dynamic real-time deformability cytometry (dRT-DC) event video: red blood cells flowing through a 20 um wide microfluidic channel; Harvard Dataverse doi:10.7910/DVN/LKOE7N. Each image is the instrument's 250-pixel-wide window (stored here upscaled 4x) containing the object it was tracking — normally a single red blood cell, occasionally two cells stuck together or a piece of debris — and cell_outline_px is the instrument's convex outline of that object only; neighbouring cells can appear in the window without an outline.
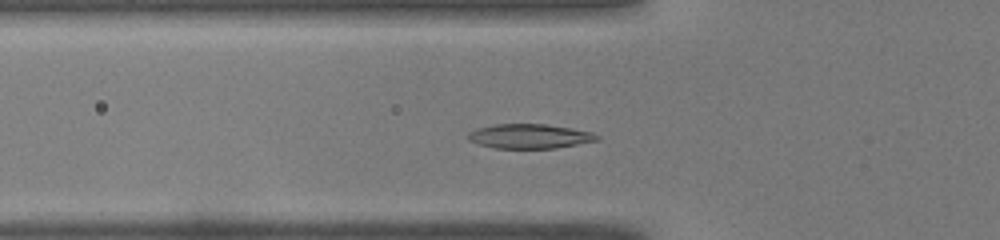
{"species": "common noctule bat (a hibernating species)", "species_latin": "Nyctalus noctula", "temperature_condition": "warm", "stored_images_in_passage": 42, "camera_frame_rate_fps": 3000, "um_per_image_px": 0.085, "animal": {"sex": "male", "body_mass_g": 19.0, "forearm_length_mm": 50.8}, "frame": {"image": 1, "passage_image": 10, "time_ms": 3.0, "image_size_px": [1000, 240], "cell_outline_px": [[600, 140], [556, 148], [496, 148], [480, 144], [468, 140], [468, 132], [476, 128], [496, 124], [548, 124], [592, 132], [600, 136]], "centroid_in_image_um": [45.03, 11.57], "position_along_channel_um": 80.8, "area_um2": 18.38}}
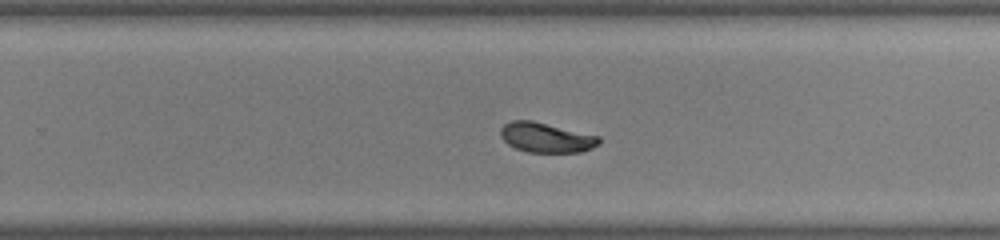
{"frame": {"image": 2, "passage_image": 25, "time_ms": 8.0, "image_size_px": [1000, 240], "cell_outline_px": [[600, 144], [592, 148], [580, 152], [528, 152], [516, 148], [508, 144], [500, 136], [500, 128], [504, 124], [512, 120], [532, 120], [600, 136]], "centroid_in_image_um": [46.42, 11.68], "position_along_channel_um": 283.4, "area_um2": 17.17}}
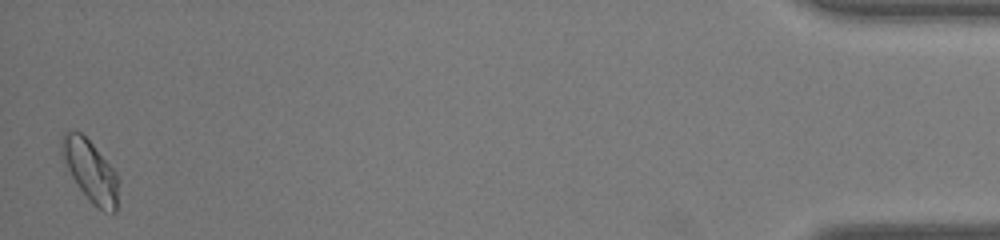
{"frame": {"image": 3, "passage_image": 42, "time_ms": 13.667, "image_size_px": [1000, 240], "cell_outline_px": [[120, 180], [116, 212], [112, 216], [96, 208], [92, 204], [80, 188], [72, 176], [60, 156], [60, 140], [64, 132], [80, 132], [92, 144], [116, 172]], "centroid_in_image_um": [7.71, 14.59], "position_along_channel_um": 427.5, "area_um2": 20.58}, "authors_computed_cell_mechanics": {"area_um2": 17.918, "velocity_mm_per_s": 4.0524, "shape_relaxation_time_tau1_ms": 2.4204, "shape_relaxation_time_tau2_ms": 2.4418, "deformation_change_tau1": 0.1279, "deformation_change_tau2": 0.0471}}